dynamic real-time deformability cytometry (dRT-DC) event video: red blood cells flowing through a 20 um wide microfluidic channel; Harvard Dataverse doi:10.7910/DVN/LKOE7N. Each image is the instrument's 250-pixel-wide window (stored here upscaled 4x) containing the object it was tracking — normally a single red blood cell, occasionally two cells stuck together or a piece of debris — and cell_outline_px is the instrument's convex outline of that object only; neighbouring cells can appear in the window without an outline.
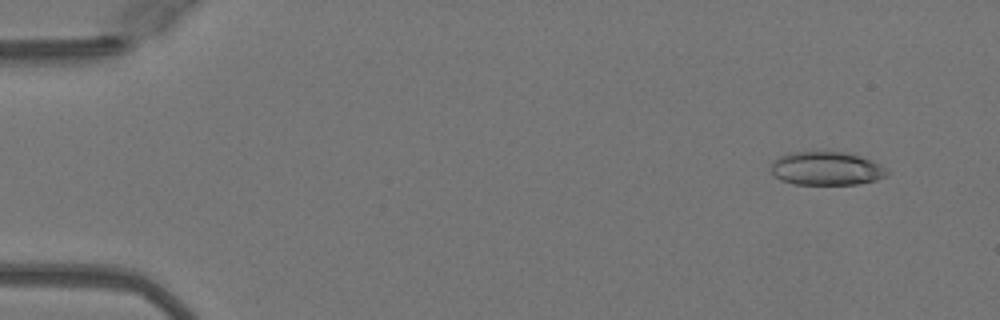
{"species": "Egyptian fruit bat (a non-hibernating species)", "species_latin": "Rousettus aegyptiacus", "temperature_condition": "warm", "stored_images_in_passage": 49, "camera_frame_rate_fps": 3000, "um_per_image_px": 0.085, "animal": {"sex": "female"}, "frame": {"image": 1, "passage_image": 3, "time_ms": 0.667, "image_size_px": [1000, 320], "cell_outline_px": [[888, 176], [876, 180], [856, 184], [792, 184], [780, 180], [772, 176], [772, 160], [788, 152], [844, 152], [860, 156], [872, 160], [880, 164], [888, 172]], "centroid_in_image_um": [70.22, 14.32], "position_along_channel_um": 14.8, "area_um2": 22.77}}
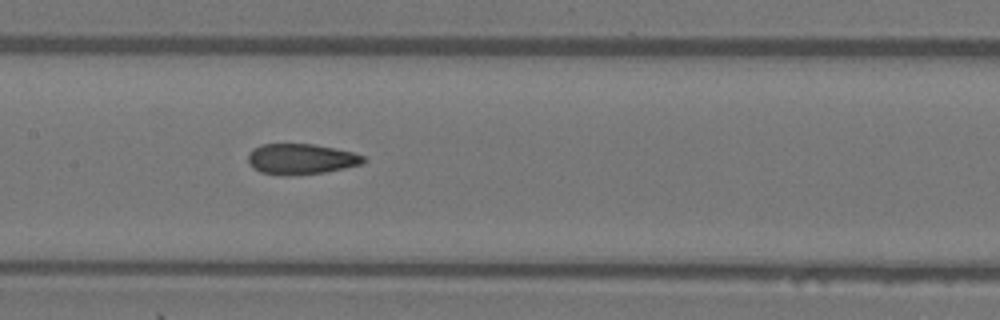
{"frame": {"image": 2, "passage_image": 24, "time_ms": 7.667, "image_size_px": [1000, 320], "cell_outline_px": [[368, 160], [360, 164], [344, 168], [324, 172], [288, 176], [284, 176], [260, 172], [252, 168], [248, 164], [248, 152], [252, 148], [260, 144], [316, 144], [352, 152], [364, 156]], "centroid_in_image_um": [25.53, 13.52], "position_along_channel_um": 181.9, "area_um2": 20.81}}
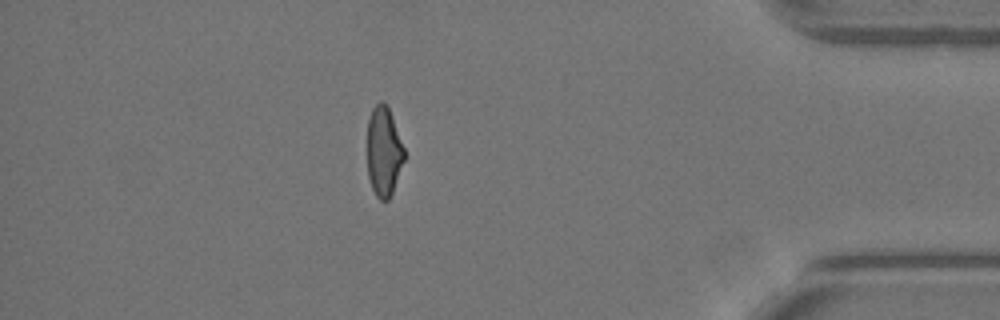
{"frame": {"image": 3, "passage_image": 43, "time_ms": 14.0, "image_size_px": [1000, 320], "cell_outline_px": [[404, 160], [392, 192], [388, 200], [380, 200], [376, 196], [372, 188], [368, 176], [368, 120], [372, 108], [380, 100], [384, 100], [388, 104], [404, 148]], "centroid_in_image_um": [32.62, 12.83], "position_along_channel_um": 402.6, "area_um2": 19.31}, "authors_computed_cell_mechanics": {"area_um2": 21.097, "velocity_mm_per_s": 4.1006, "shape_relaxation_time_tau1_ms": null, "shape_relaxation_time_tau2_ms": 1.4132, "deformation_change_tau1": null, "deformation_change_tau2": 0.0814}}